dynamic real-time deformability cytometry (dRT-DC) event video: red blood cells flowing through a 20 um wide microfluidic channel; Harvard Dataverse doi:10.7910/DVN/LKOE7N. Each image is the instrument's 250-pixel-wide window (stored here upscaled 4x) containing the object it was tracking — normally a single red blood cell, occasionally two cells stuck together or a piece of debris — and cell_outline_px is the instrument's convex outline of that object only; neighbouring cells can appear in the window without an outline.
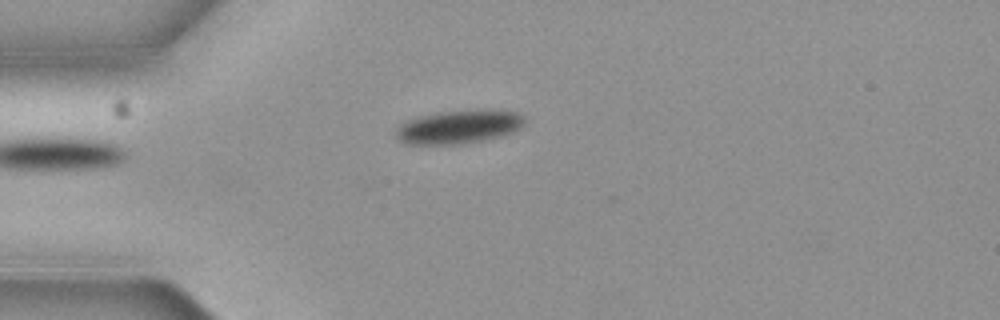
{"species": "common noctule bat (a hibernating species)", "species_latin": "Nyctalus noctula", "temperature_condition": "cold", "stored_images_in_passage": 3, "camera_frame_rate_fps": 3000, "um_per_image_px": 0.085, "animal": {"sex": "female", "body_mass_g": 19.3, "forearm_length_mm": 54.1}, "frame": {"image": 1, "passage_image": 3, "time_ms": 0.667, "image_size_px": [1000, 320], "cell_outline_px": [[524, 124], [520, 128], [504, 136], [484, 140], [452, 144], [408, 144], [400, 140], [396, 136], [396, 128], [400, 124], [416, 116], [436, 112], [484, 108], [516, 112], [524, 116]], "centroid_in_image_um": [39.02, 10.75], "position_along_channel_um": 46.0, "area_um2": 25.49}}